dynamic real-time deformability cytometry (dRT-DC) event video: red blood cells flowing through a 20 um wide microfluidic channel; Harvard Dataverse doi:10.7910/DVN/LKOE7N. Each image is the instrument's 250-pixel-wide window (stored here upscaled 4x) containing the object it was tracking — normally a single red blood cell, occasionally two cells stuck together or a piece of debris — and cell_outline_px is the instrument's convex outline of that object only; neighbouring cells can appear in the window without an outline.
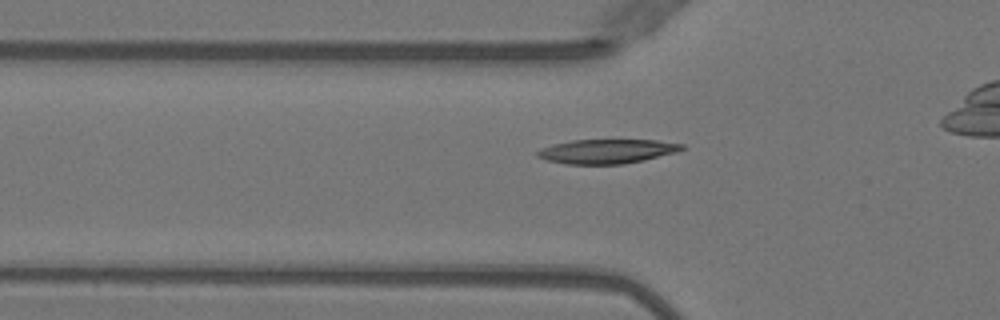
{"species": "Egyptian fruit bat (a non-hibernating species)", "species_latin": "Rousettus aegyptiacus", "temperature_condition": "warm", "stored_images_in_passage": 37, "camera_frame_rate_fps": 3000, "um_per_image_px": 0.085, "animal": {"sex": "female"}, "frame": {"image": 1, "passage_image": 12, "time_ms": 3.667, "image_size_px": [1000, 320], "cell_outline_px": [[684, 148], [676, 152], [644, 160], [624, 164], [564, 164], [548, 160], [536, 156], [536, 152], [552, 144], [572, 140], [656, 140], [684, 144]], "centroid_in_image_um": [51.59, 12.86], "position_along_channel_um": 74.2, "area_um2": 20.35}}
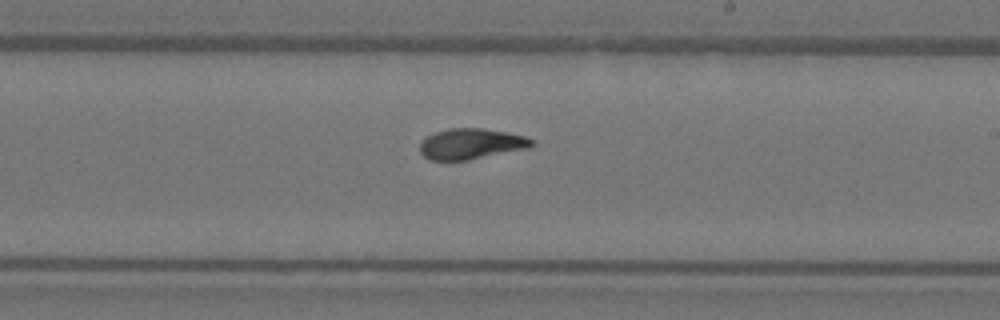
{"frame": {"image": 2, "passage_image": 25, "time_ms": 8.0, "image_size_px": [1000, 320], "cell_outline_px": [[536, 140], [528, 148], [468, 160], [428, 160], [420, 152], [420, 144], [428, 136], [436, 132], [448, 128], [480, 128], [504, 132], [524, 136]], "centroid_in_image_um": [40.03, 12.23], "position_along_channel_um": 249.0, "area_um2": 19.77}}
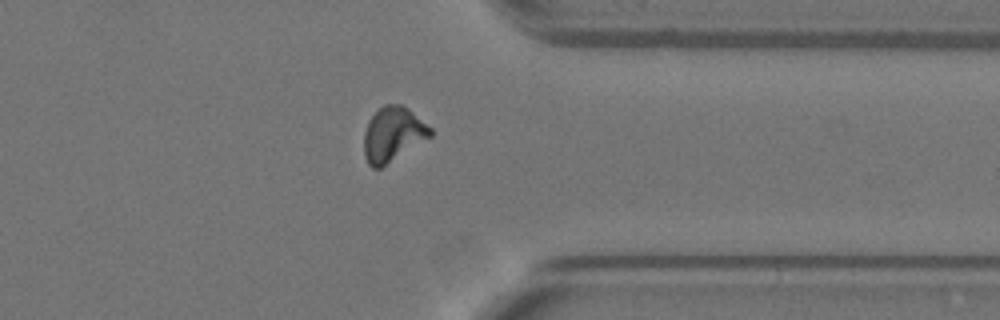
{"frame": {"image": 3, "passage_image": 35, "time_ms": 11.333, "image_size_px": [1000, 320], "cell_outline_px": [[432, 136], [380, 168], [372, 168], [368, 164], [364, 156], [364, 132], [368, 120], [384, 104], [400, 104], [408, 108], [432, 128]], "centroid_in_image_um": [33.39, 11.41], "position_along_channel_um": 378.0, "area_um2": 21.04}}